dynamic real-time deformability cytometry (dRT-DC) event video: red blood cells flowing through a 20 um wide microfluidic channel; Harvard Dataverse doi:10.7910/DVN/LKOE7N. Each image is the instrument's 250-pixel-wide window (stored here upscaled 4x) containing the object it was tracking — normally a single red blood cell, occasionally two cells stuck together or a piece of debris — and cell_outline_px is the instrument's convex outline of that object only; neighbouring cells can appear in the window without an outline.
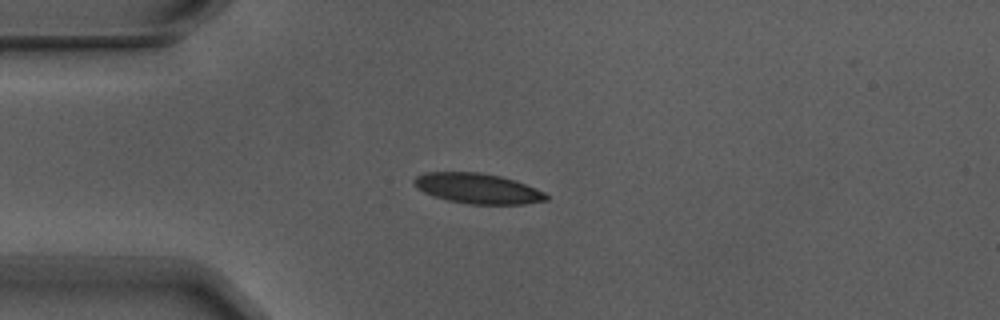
{"species": "Egyptian fruit bat (a non-hibernating species)", "species_latin": "Rousettus aegyptiacus", "temperature_condition": "warm", "stored_images_in_passage": 8, "camera_frame_rate_fps": 3000, "um_per_image_px": 0.085, "animal": {"sex": "male"}, "frame": {"image": 1, "passage_image": 4, "time_ms": 1.0, "image_size_px": [1000, 320], "cell_outline_px": [[548, 200], [524, 204], [468, 204], [448, 200], [432, 196], [416, 188], [412, 184], [412, 180], [416, 176], [424, 172], [480, 172], [500, 176], [516, 180], [544, 192], [548, 196]], "centroid_in_image_um": [40.56, 16.01], "position_along_channel_um": 44.4, "area_um2": 23.47}}
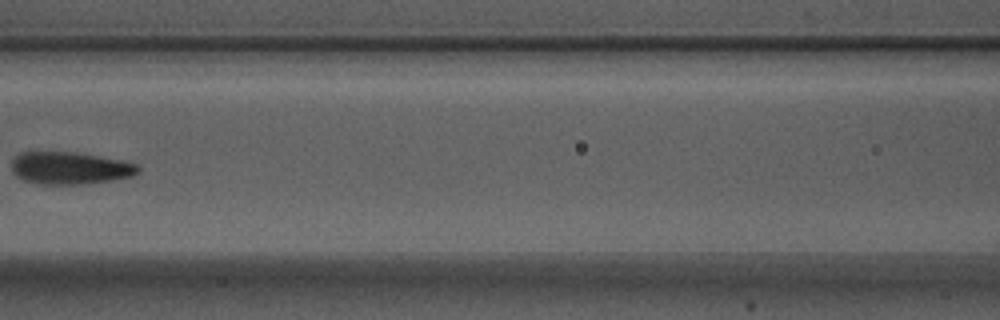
{"frame": {"image": 2, "passage_image": 7, "time_ms": 2.0, "image_size_px": [1000, 320], "cell_outline_px": [[140, 172], [132, 176], [84, 184], [36, 184], [24, 180], [16, 176], [12, 172], [12, 160], [20, 152], [76, 152], [124, 160], [136, 164], [140, 168]], "centroid_in_image_um": [5.94, 14.28], "position_along_channel_um": 160.7, "area_um2": 23.93}}
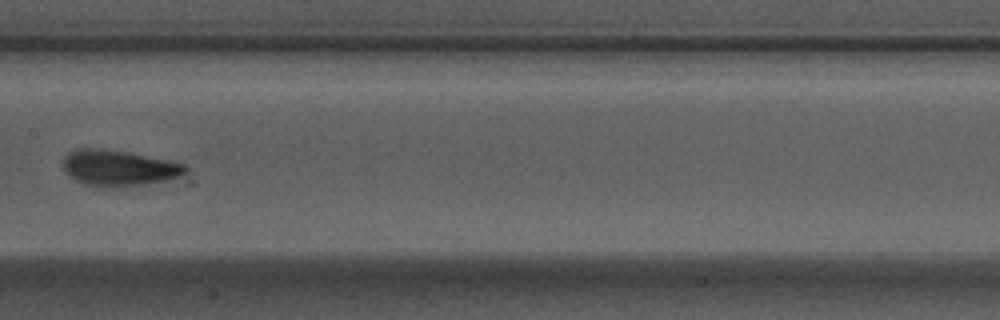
{"frame": {"image": 3, "passage_image": 8, "time_ms": 2.333, "image_size_px": [1000, 320], "cell_outline_px": [[188, 168], [180, 176], [168, 180], [112, 188], [96, 188], [84, 184], [76, 180], [64, 168], [64, 156], [68, 152], [76, 148], [96, 148], [128, 152], [168, 160], [184, 164]], "centroid_in_image_um": [10.07, 14.28], "position_along_channel_um": 197.3, "area_um2": 25.49}}